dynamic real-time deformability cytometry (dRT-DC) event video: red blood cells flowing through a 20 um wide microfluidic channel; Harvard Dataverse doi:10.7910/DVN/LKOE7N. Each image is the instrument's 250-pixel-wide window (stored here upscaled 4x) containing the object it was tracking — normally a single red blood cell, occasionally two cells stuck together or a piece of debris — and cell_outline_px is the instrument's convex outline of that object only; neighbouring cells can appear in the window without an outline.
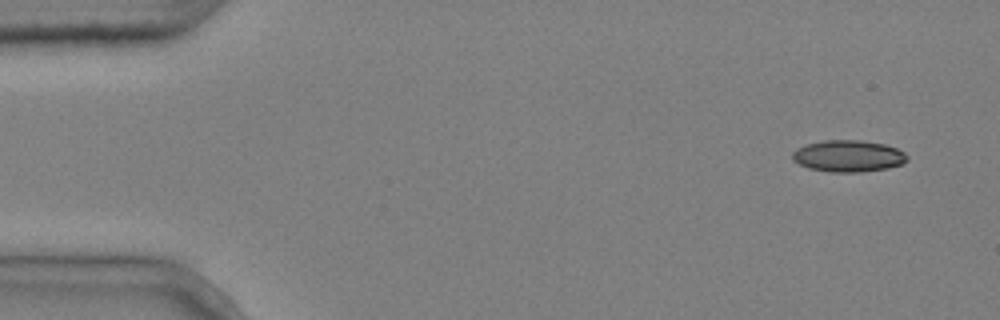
{"species": "common noctule bat (a hibernating species)", "species_latin": "Nyctalus noctula", "temperature_condition": "cold", "stored_images_in_passage": 4, "camera_frame_rate_fps": 3000, "um_per_image_px": 0.085, "animal": {"sex": "male", "body_mass_g": 20.4}, "frame": {"image": 1, "passage_image": 1, "time_ms": 0.0, "image_size_px": [1000, 320], "cell_outline_px": [[908, 160], [904, 164], [888, 168], [860, 172], [832, 172], [808, 168], [792, 160], [792, 152], [796, 148], [804, 144], [824, 140], [860, 140], [884, 144], [896, 148], [904, 152], [908, 156]], "centroid_in_image_um": [72.1, 13.26], "position_along_channel_um": 12.9, "area_um2": 21.39}}
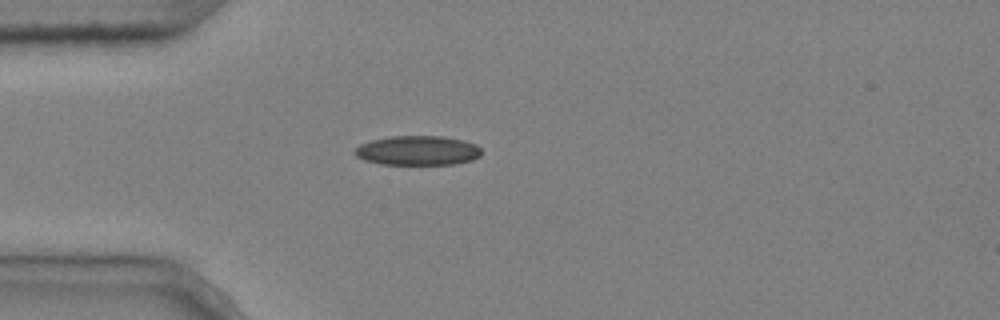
{"frame": {"image": 2, "passage_image": 4, "time_ms": 1.0, "image_size_px": [1000, 320], "cell_outline_px": [[480, 156], [472, 160], [452, 164], [380, 164], [364, 160], [356, 156], [352, 152], [360, 144], [372, 140], [392, 136], [444, 136], [464, 140], [476, 144], [480, 148]], "centroid_in_image_um": [35.49, 12.79], "position_along_channel_um": 49.5, "area_um2": 21.79}}